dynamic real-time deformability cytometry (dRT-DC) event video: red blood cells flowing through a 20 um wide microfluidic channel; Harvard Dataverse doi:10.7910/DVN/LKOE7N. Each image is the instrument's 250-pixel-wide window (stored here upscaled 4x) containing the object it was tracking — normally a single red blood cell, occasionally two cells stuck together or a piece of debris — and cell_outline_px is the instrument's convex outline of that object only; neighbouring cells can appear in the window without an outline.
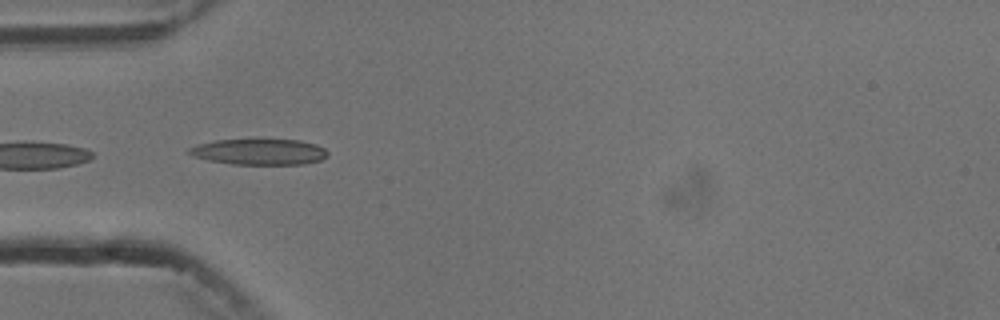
{"species": "common noctule bat (a hibernating species)", "species_latin": "Nyctalus noctula", "temperature_condition": "cold", "stored_images_in_passage": 5, "camera_frame_rate_fps": 3000, "um_per_image_px": 0.085, "animal": {"sex": "male", "body_mass_g": 13.3}, "frame": {"image": 1, "passage_image": 4, "time_ms": 4.333, "image_size_px": [1000, 320], "cell_outline_px": [[328, 156], [320, 160], [304, 164], [232, 164], [208, 160], [184, 152], [188, 148], [196, 144], [216, 140], [252, 136], [256, 136], [300, 140], [316, 144], [324, 148], [328, 152]], "centroid_in_image_um": [22.01, 12.84], "position_along_channel_um": 63.0, "area_um2": 22.14}}